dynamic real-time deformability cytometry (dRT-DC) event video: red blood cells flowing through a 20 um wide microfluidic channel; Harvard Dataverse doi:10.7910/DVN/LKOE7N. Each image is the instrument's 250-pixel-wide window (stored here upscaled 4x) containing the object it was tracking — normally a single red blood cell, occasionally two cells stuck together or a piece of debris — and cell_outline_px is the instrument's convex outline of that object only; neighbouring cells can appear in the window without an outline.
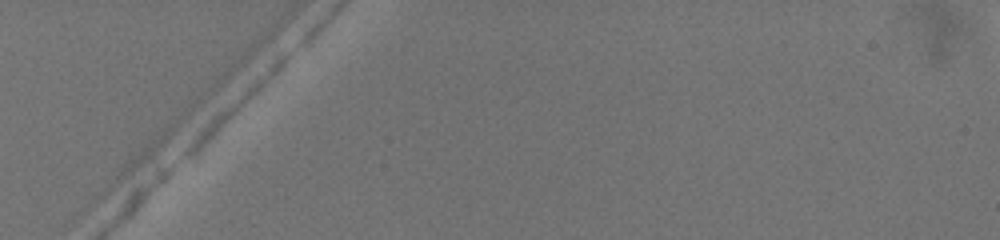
{"species": "common noctule bat (a hibernating species)", "species_latin": "Nyctalus noctula", "temperature_condition": "warm", "stored_images_in_passage": 3, "camera_frame_rate_fps": 3000, "um_per_image_px": 0.085, "animal": {"sex": "female", "body_mass_g": 19.5, "forearm_length_mm": 54.1}, "frame": {"image": 1, "passage_image": 1, "time_ms": 0.0, "image_size_px": [1000, 240], "cell_outline_px": [[292, 52], [288, 60], [260, 88], [192, 152], [184, 156], [180, 156], [184, 148], [196, 132], [216, 112], [276, 56], [292, 48]], "centroid_in_image_um": [20.09, 8.65], "position_along_channel_um": 64.9, "area_um2": 12.37}}